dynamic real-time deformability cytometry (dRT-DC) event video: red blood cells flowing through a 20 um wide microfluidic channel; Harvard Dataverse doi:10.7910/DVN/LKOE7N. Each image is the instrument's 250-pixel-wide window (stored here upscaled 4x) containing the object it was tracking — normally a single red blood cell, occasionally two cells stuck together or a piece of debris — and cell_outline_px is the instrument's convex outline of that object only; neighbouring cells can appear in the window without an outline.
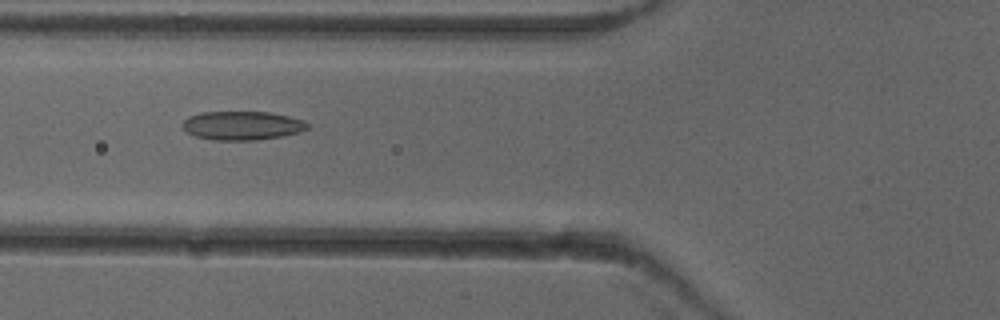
{"species": "common noctule bat (a hibernating species)", "species_latin": "Nyctalus noctula", "temperature_condition": "cold", "stored_images_in_passage": 52, "camera_frame_rate_fps": 3000, "um_per_image_px": 0.085, "animal": {"sex": "female"}, "frame": {"image": 1, "passage_image": 20, "time_ms": 6.333, "image_size_px": [1000, 320], "cell_outline_px": [[308, 128], [300, 132], [284, 136], [256, 140], [212, 140], [196, 136], [188, 132], [180, 124], [188, 116], [204, 112], [268, 112], [288, 116], [304, 120], [308, 124]], "centroid_in_image_um": [20.59, 10.67], "position_along_channel_um": 105.2, "area_um2": 20.98}}
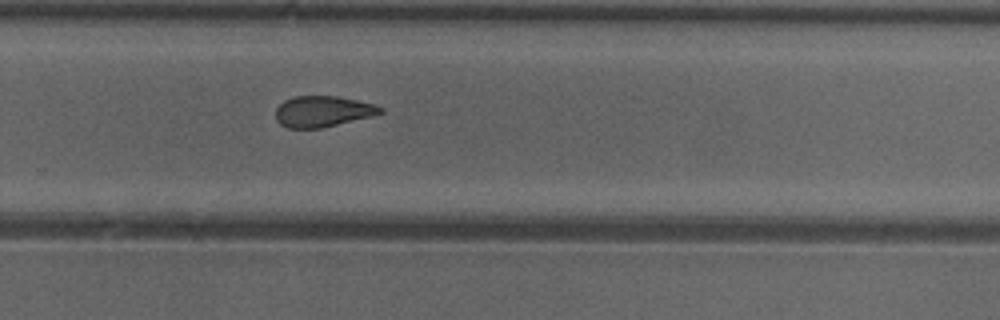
{"frame": {"image": 2, "passage_image": 35, "time_ms": 11.333, "image_size_px": [1000, 320], "cell_outline_px": [[384, 112], [372, 116], [320, 128], [288, 128], [280, 124], [276, 120], [276, 108], [284, 100], [296, 96], [336, 96], [376, 104], [384, 108]], "centroid_in_image_um": [27.44, 9.47], "position_along_channel_um": 302.4, "area_um2": 18.84}}
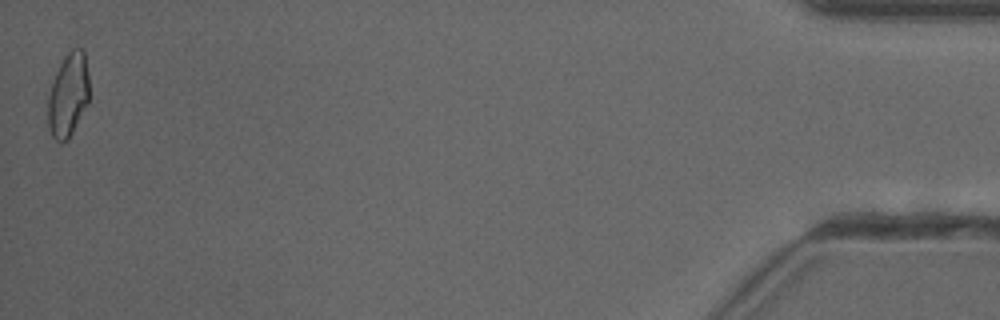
{"frame": {"image": 3, "passage_image": 52, "time_ms": 17.0, "image_size_px": [1000, 320], "cell_outline_px": [[88, 104], [68, 140], [60, 144], [52, 136], [48, 128], [48, 96], [56, 72], [64, 56], [72, 48], [80, 48], [84, 52], [88, 72]], "centroid_in_image_um": [5.79, 8.1], "position_along_channel_um": 429.4, "area_um2": 20.17}, "authors_computed_cell_mechanics": {"area_um2": 20.2011, "velocity_mm_per_s": 3.9411, "shape_relaxation_time_tau1_ms": null, "shape_relaxation_time_tau2_ms": 2.8767, "deformation_change_tau1": null, "deformation_change_tau2": 0.0996}}